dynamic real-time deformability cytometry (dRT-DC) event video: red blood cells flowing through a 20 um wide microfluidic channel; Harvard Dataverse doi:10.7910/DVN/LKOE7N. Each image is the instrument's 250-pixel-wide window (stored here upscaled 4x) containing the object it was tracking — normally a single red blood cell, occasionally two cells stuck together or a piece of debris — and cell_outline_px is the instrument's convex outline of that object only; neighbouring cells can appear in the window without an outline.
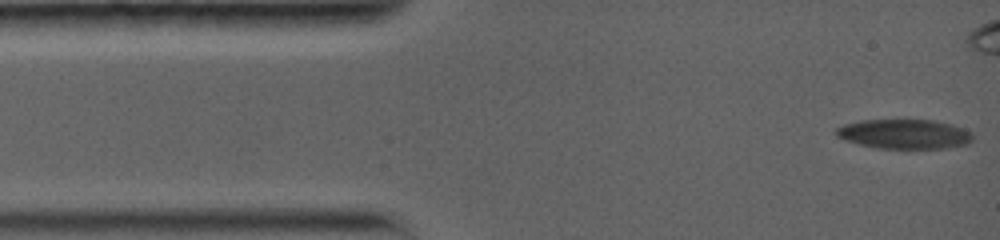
{"species": "common noctule bat (a hibernating species)", "species_latin": "Nyctalus noctula", "temperature_condition": "warm", "stored_images_in_passage": 25, "camera_frame_rate_fps": 5000, "um_per_image_px": 0.085, "animal": {"sex": "female", "body_mass_g": 19.0, "forearm_length_mm": 56.7}, "frame": {"image": 1, "passage_image": 1, "time_ms": 0.0, "image_size_px": [1000, 240], "cell_outline_px": [[972, 140], [968, 144], [944, 148], [876, 148], [844, 140], [836, 136], [836, 128], [844, 124], [860, 120], [936, 120], [952, 124], [964, 128], [972, 132]], "centroid_in_image_um": [76.88, 11.38], "position_along_channel_um": 8.1, "area_um2": 23.58}}
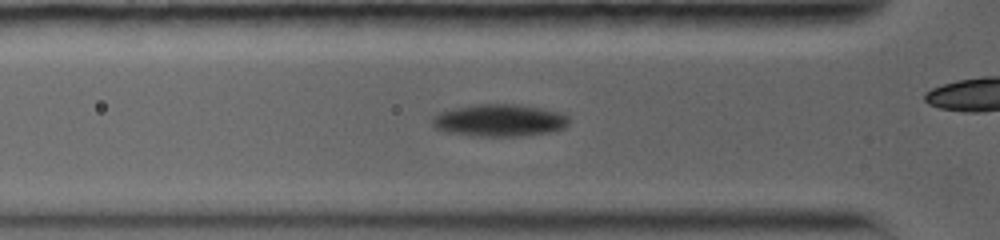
{"frame": {"image": 2, "passage_image": 8, "time_ms": 4.2, "image_size_px": [1000, 240], "cell_outline_px": [[568, 124], [564, 128], [548, 132], [520, 136], [480, 136], [444, 132], [436, 128], [432, 124], [432, 116], [440, 112], [456, 108], [476, 104], [516, 104], [540, 108], [560, 112], [568, 116]], "centroid_in_image_um": [42.44, 10.23], "position_along_channel_um": 83.4, "area_um2": 25.55}}
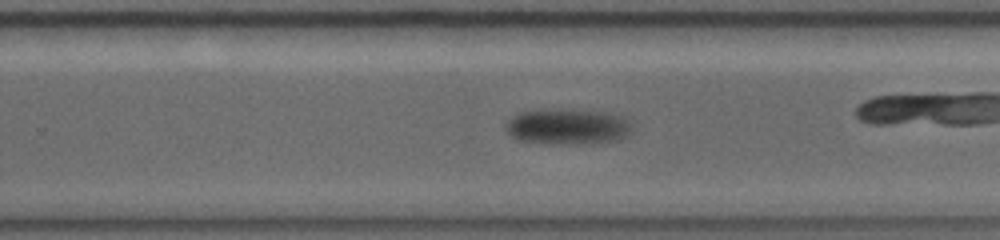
{"frame": {"image": 3, "passage_image": 18, "time_ms": 9.8, "image_size_px": [1000, 240], "cell_outline_px": [[628, 136], [620, 140], [576, 144], [552, 144], [520, 140], [512, 136], [504, 128], [508, 120], [512, 116], [520, 112], [600, 112], [616, 116], [628, 120]], "centroid_in_image_um": [48.2, 10.83], "position_along_channel_um": 281.6, "area_um2": 24.8}, "authors_computed_cell_mechanics": {"area_um2": 25.432, "velocity_mm_per_s": 3.5496, "shape_relaxation_time_tau1_ms": 2.3162, "shape_relaxation_time_tau2_ms": null, "deformation_change_tau1": 0.0639, "deformation_change_tau2": null}}